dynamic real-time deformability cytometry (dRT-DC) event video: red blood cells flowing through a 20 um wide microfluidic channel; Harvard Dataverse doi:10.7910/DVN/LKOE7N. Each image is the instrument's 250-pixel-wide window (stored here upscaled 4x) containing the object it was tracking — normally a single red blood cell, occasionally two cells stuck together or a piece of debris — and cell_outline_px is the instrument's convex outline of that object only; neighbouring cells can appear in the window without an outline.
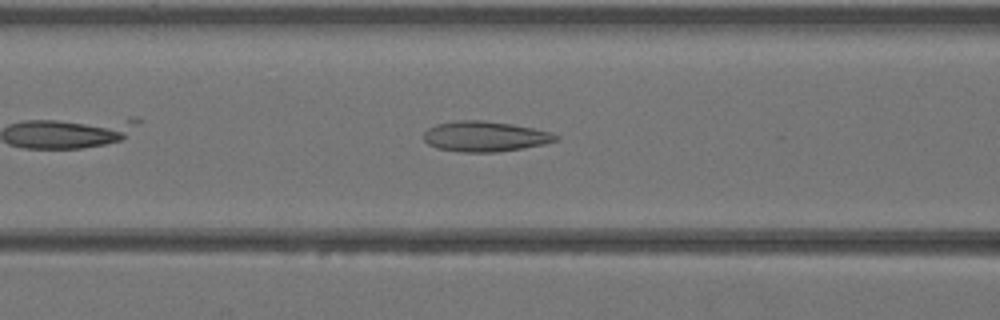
{"species": "Egyptian fruit bat (a non-hibernating species)", "species_latin": "Rousettus aegyptiacus", "temperature_condition": "warm", "stored_images_in_passage": 20, "camera_frame_rate_fps": 3000, "um_per_image_px": 0.085, "animal": {"sex": "female"}, "frame": {"image": 1, "passage_image": 5, "time_ms": 1.333, "image_size_px": [1000, 320], "cell_outline_px": [[560, 140], [544, 144], [524, 148], [496, 152], [464, 152], [436, 148], [428, 144], [424, 140], [424, 132], [428, 128], [436, 124], [456, 120], [484, 120], [512, 124], [552, 132], [560, 136]], "centroid_in_image_um": [41.24, 11.59], "position_along_channel_um": 125.4, "area_um2": 23.52}}
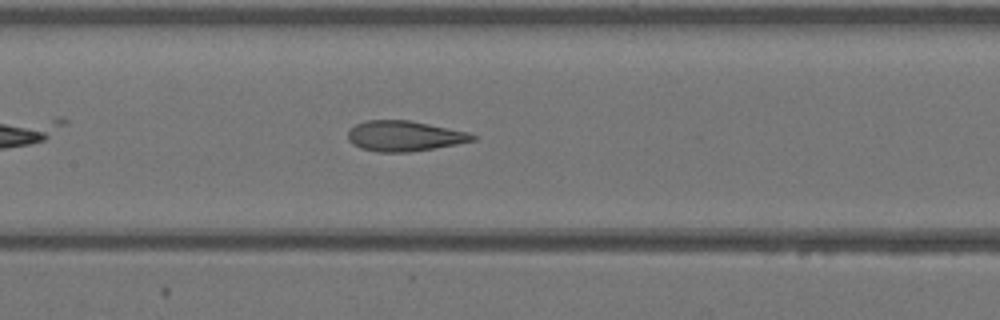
{"frame": {"image": 2, "passage_image": 8, "time_ms": 2.333, "image_size_px": [1000, 320], "cell_outline_px": [[476, 140], [456, 144], [408, 152], [376, 152], [360, 148], [352, 144], [348, 140], [348, 132], [356, 124], [368, 120], [408, 120], [468, 132], [476, 136]], "centroid_in_image_um": [34.34, 11.56], "position_along_channel_um": 173.1, "area_um2": 21.85}}